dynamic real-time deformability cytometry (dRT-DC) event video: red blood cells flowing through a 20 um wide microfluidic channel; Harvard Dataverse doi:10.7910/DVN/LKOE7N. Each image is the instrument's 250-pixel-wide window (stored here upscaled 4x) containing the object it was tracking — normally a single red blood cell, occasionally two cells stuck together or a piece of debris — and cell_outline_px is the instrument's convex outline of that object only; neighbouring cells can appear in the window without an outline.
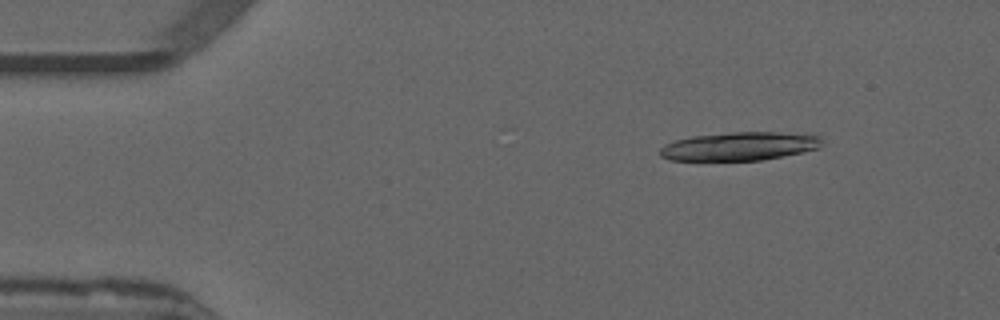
{"species": "common noctule bat (a hibernating species)", "species_latin": "Nyctalus noctula", "temperature_condition": "warm", "stored_images_in_passage": 18, "camera_frame_rate_fps": 3000, "um_per_image_px": 0.085, "animal": {"sex": "male", "forearm_length_mm": 52.5}, "frame": {"image": 1, "passage_image": 7, "time_ms": 2.0, "image_size_px": [1000, 320], "cell_outline_px": [[824, 144], [820, 148], [760, 160], [672, 160], [660, 156], [660, 148], [664, 144], [676, 140], [692, 136], [732, 132], [820, 132], [824, 140]], "centroid_in_image_um": [63.0, 12.4], "position_along_channel_um": 22.0, "area_um2": 27.34}}